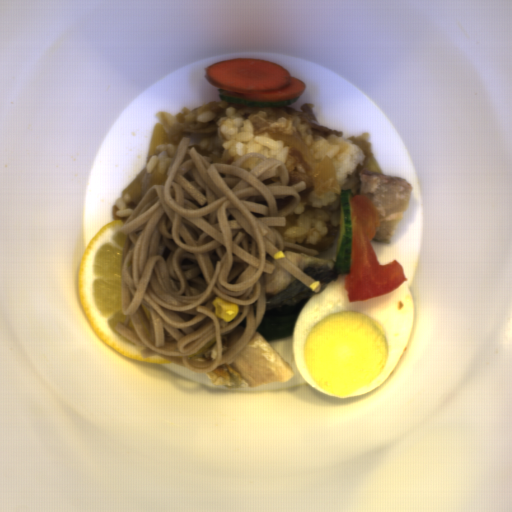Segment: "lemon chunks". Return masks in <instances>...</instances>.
<instances>
[{"mask_svg":"<svg viewBox=\"0 0 512 512\" xmlns=\"http://www.w3.org/2000/svg\"><path fill=\"white\" fill-rule=\"evenodd\" d=\"M125 222L113 220L88 242L77 274L78 299L96 336L129 359L184 366L181 356L153 352L143 357L139 346L113 328L122 315V265L133 245L129 234L120 230ZM185 367V366H184Z\"/></svg>","mask_w":512,"mask_h":512,"instance_id":"e0be4373","label":"lemon chunks"}]
</instances>
